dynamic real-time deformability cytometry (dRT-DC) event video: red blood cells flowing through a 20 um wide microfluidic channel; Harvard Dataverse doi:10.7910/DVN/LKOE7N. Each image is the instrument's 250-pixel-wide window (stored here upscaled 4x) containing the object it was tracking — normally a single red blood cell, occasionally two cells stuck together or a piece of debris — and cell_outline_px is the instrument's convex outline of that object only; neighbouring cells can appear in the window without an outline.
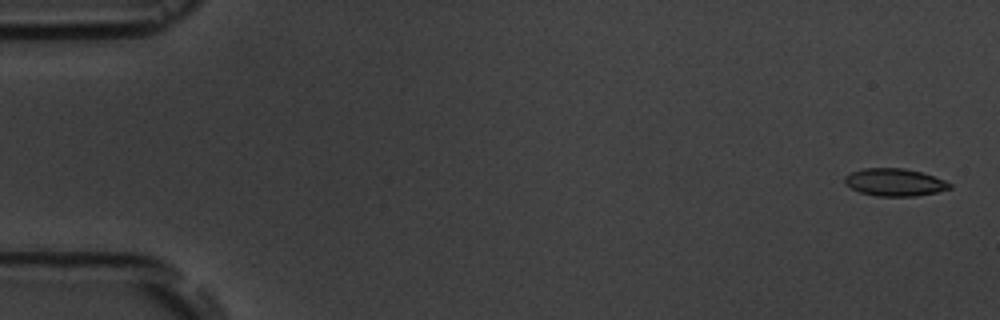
{"species": "common noctule bat (a hibernating species)", "species_latin": "Nyctalus noctula", "temperature_condition": "room temperature", "stored_images_in_passage": 15, "camera_frame_rate_fps": 3000, "um_per_image_px": 0.085, "animal": {"sex": "male", "body_mass_g": 19.5, "forearm_length_mm": 54.6}, "frame": {"image": 1, "passage_image": 1, "time_ms": 0.0, "image_size_px": [1000, 320], "cell_outline_px": [[952, 188], [936, 192], [916, 196], [876, 196], [860, 192], [844, 184], [844, 176], [852, 172], [864, 168], [904, 168], [920, 172], [944, 180], [952, 184]], "centroid_in_image_um": [76.03, 15.49], "position_along_channel_um": 9.0, "area_um2": 16.76}}
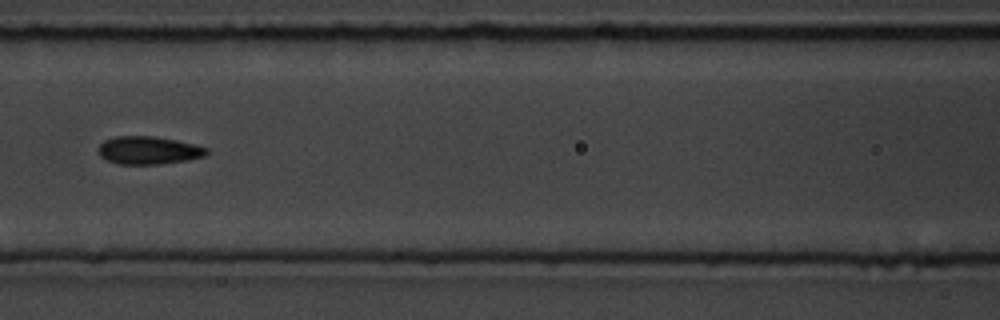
{"frame": {"image": 2, "passage_image": 7, "time_ms": 7.667, "image_size_px": [1000, 320], "cell_outline_px": [[208, 152], [204, 156], [188, 160], [160, 164], [116, 164], [100, 156], [100, 144], [104, 140], [116, 136], [152, 136], [176, 140], [208, 148]], "centroid_in_image_um": [12.63, 12.78], "position_along_channel_um": 154.0, "area_um2": 17.46}}
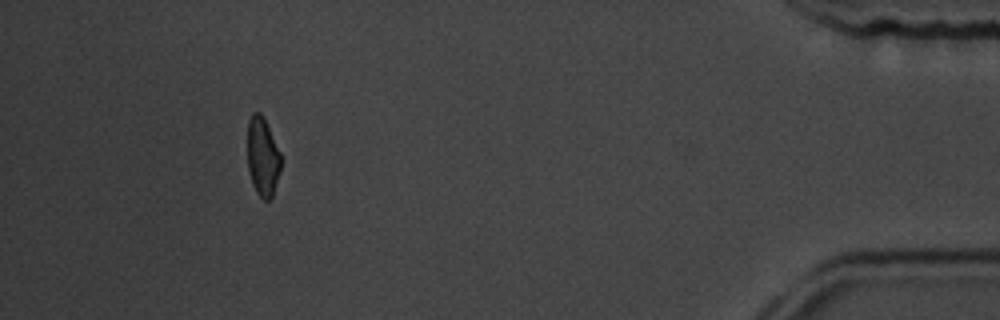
{"frame": {"image": 3, "passage_image": 14, "time_ms": 16.333, "image_size_px": [1000, 320], "cell_outline_px": [[280, 172], [272, 196], [268, 200], [264, 200], [256, 192], [252, 184], [248, 168], [248, 120], [252, 112], [260, 112], [264, 116], [280, 152]], "centroid_in_image_um": [22.32, 13.29], "position_along_channel_um": 412.9, "area_um2": 15.37}, "authors_computed_cell_mechanics": {"area_um2": 16.9354, "velocity_mm_per_s": 3.6988, "shape_relaxation_time_tau1_ms": 3.4376, "shape_relaxation_time_tau2_ms": null, "deformation_change_tau1": 0.1014, "deformation_change_tau2": null}}